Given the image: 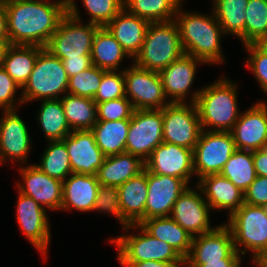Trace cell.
Masks as SVG:
<instances>
[{"label":"cell","mask_w":267,"mask_h":267,"mask_svg":"<svg viewBox=\"0 0 267 267\" xmlns=\"http://www.w3.org/2000/svg\"><path fill=\"white\" fill-rule=\"evenodd\" d=\"M16 219L20 230L30 244L40 251L46 260L50 244L51 230L47 210L33 198L18 192Z\"/></svg>","instance_id":"obj_16"},{"label":"cell","mask_w":267,"mask_h":267,"mask_svg":"<svg viewBox=\"0 0 267 267\" xmlns=\"http://www.w3.org/2000/svg\"><path fill=\"white\" fill-rule=\"evenodd\" d=\"M61 103L72 131L91 130L97 123V104L93 99L66 93Z\"/></svg>","instance_id":"obj_33"},{"label":"cell","mask_w":267,"mask_h":267,"mask_svg":"<svg viewBox=\"0 0 267 267\" xmlns=\"http://www.w3.org/2000/svg\"><path fill=\"white\" fill-rule=\"evenodd\" d=\"M196 183L211 210H227L230 216L244 204V192L220 174L203 176Z\"/></svg>","instance_id":"obj_23"},{"label":"cell","mask_w":267,"mask_h":267,"mask_svg":"<svg viewBox=\"0 0 267 267\" xmlns=\"http://www.w3.org/2000/svg\"><path fill=\"white\" fill-rule=\"evenodd\" d=\"M188 187L176 200L170 217L193 237L213 231L210 224L211 208L204 199L202 190L195 185ZM198 191V192H197Z\"/></svg>","instance_id":"obj_14"},{"label":"cell","mask_w":267,"mask_h":267,"mask_svg":"<svg viewBox=\"0 0 267 267\" xmlns=\"http://www.w3.org/2000/svg\"><path fill=\"white\" fill-rule=\"evenodd\" d=\"M183 54L178 26L174 20L150 22L143 45L132 62L142 69L160 72Z\"/></svg>","instance_id":"obj_4"},{"label":"cell","mask_w":267,"mask_h":267,"mask_svg":"<svg viewBox=\"0 0 267 267\" xmlns=\"http://www.w3.org/2000/svg\"><path fill=\"white\" fill-rule=\"evenodd\" d=\"M117 258L122 267H134L132 264L125 263L119 256Z\"/></svg>","instance_id":"obj_55"},{"label":"cell","mask_w":267,"mask_h":267,"mask_svg":"<svg viewBox=\"0 0 267 267\" xmlns=\"http://www.w3.org/2000/svg\"><path fill=\"white\" fill-rule=\"evenodd\" d=\"M41 156L40 164H35L48 176L64 181L71 173L70 157L62 140L48 141Z\"/></svg>","instance_id":"obj_37"},{"label":"cell","mask_w":267,"mask_h":267,"mask_svg":"<svg viewBox=\"0 0 267 267\" xmlns=\"http://www.w3.org/2000/svg\"><path fill=\"white\" fill-rule=\"evenodd\" d=\"M31 142L28 127L17 111H3L0 119V165L8 160L26 164Z\"/></svg>","instance_id":"obj_18"},{"label":"cell","mask_w":267,"mask_h":267,"mask_svg":"<svg viewBox=\"0 0 267 267\" xmlns=\"http://www.w3.org/2000/svg\"><path fill=\"white\" fill-rule=\"evenodd\" d=\"M183 0H124V8L133 15L149 22L174 20Z\"/></svg>","instance_id":"obj_35"},{"label":"cell","mask_w":267,"mask_h":267,"mask_svg":"<svg viewBox=\"0 0 267 267\" xmlns=\"http://www.w3.org/2000/svg\"><path fill=\"white\" fill-rule=\"evenodd\" d=\"M130 120L97 121L91 131L106 157L125 152Z\"/></svg>","instance_id":"obj_31"},{"label":"cell","mask_w":267,"mask_h":267,"mask_svg":"<svg viewBox=\"0 0 267 267\" xmlns=\"http://www.w3.org/2000/svg\"><path fill=\"white\" fill-rule=\"evenodd\" d=\"M219 174L245 192L257 177L253 151L236 149Z\"/></svg>","instance_id":"obj_36"},{"label":"cell","mask_w":267,"mask_h":267,"mask_svg":"<svg viewBox=\"0 0 267 267\" xmlns=\"http://www.w3.org/2000/svg\"><path fill=\"white\" fill-rule=\"evenodd\" d=\"M61 60L68 77L77 75L78 73L90 68L93 65L91 57H75Z\"/></svg>","instance_id":"obj_47"},{"label":"cell","mask_w":267,"mask_h":267,"mask_svg":"<svg viewBox=\"0 0 267 267\" xmlns=\"http://www.w3.org/2000/svg\"><path fill=\"white\" fill-rule=\"evenodd\" d=\"M181 7L180 4L174 21L178 26L184 53L208 65L225 62L220 45V38L225 34L213 11L211 15H205V13L183 11Z\"/></svg>","instance_id":"obj_2"},{"label":"cell","mask_w":267,"mask_h":267,"mask_svg":"<svg viewBox=\"0 0 267 267\" xmlns=\"http://www.w3.org/2000/svg\"><path fill=\"white\" fill-rule=\"evenodd\" d=\"M236 149H263L267 141V104L259 101L240 114L230 131Z\"/></svg>","instance_id":"obj_21"},{"label":"cell","mask_w":267,"mask_h":267,"mask_svg":"<svg viewBox=\"0 0 267 267\" xmlns=\"http://www.w3.org/2000/svg\"><path fill=\"white\" fill-rule=\"evenodd\" d=\"M244 12L245 44H249L267 29V0H249Z\"/></svg>","instance_id":"obj_38"},{"label":"cell","mask_w":267,"mask_h":267,"mask_svg":"<svg viewBox=\"0 0 267 267\" xmlns=\"http://www.w3.org/2000/svg\"><path fill=\"white\" fill-rule=\"evenodd\" d=\"M237 87V83L222 76L202 88L195 102L202 130L218 132L232 130L241 114Z\"/></svg>","instance_id":"obj_3"},{"label":"cell","mask_w":267,"mask_h":267,"mask_svg":"<svg viewBox=\"0 0 267 267\" xmlns=\"http://www.w3.org/2000/svg\"><path fill=\"white\" fill-rule=\"evenodd\" d=\"M90 56L94 66L106 71H118L124 58L131 59L106 27L97 29Z\"/></svg>","instance_id":"obj_29"},{"label":"cell","mask_w":267,"mask_h":267,"mask_svg":"<svg viewBox=\"0 0 267 267\" xmlns=\"http://www.w3.org/2000/svg\"><path fill=\"white\" fill-rule=\"evenodd\" d=\"M150 22L123 8L105 27L131 58L140 51Z\"/></svg>","instance_id":"obj_25"},{"label":"cell","mask_w":267,"mask_h":267,"mask_svg":"<svg viewBox=\"0 0 267 267\" xmlns=\"http://www.w3.org/2000/svg\"><path fill=\"white\" fill-rule=\"evenodd\" d=\"M11 45L45 48L67 13V0H5Z\"/></svg>","instance_id":"obj_1"},{"label":"cell","mask_w":267,"mask_h":267,"mask_svg":"<svg viewBox=\"0 0 267 267\" xmlns=\"http://www.w3.org/2000/svg\"><path fill=\"white\" fill-rule=\"evenodd\" d=\"M203 63L202 60L184 53L180 58L159 72L165 96L168 100L171 99L170 103H187V97H191L189 103L196 102L202 88L194 90L192 94L189 91L194 83L198 65ZM188 94L190 96H187Z\"/></svg>","instance_id":"obj_15"},{"label":"cell","mask_w":267,"mask_h":267,"mask_svg":"<svg viewBox=\"0 0 267 267\" xmlns=\"http://www.w3.org/2000/svg\"><path fill=\"white\" fill-rule=\"evenodd\" d=\"M123 70L106 71L103 74L101 84L93 100L96 103L110 101L125 97V79Z\"/></svg>","instance_id":"obj_42"},{"label":"cell","mask_w":267,"mask_h":267,"mask_svg":"<svg viewBox=\"0 0 267 267\" xmlns=\"http://www.w3.org/2000/svg\"><path fill=\"white\" fill-rule=\"evenodd\" d=\"M62 141L70 157L72 173L96 176L106 156L97 146L93 132L74 130Z\"/></svg>","instance_id":"obj_22"},{"label":"cell","mask_w":267,"mask_h":267,"mask_svg":"<svg viewBox=\"0 0 267 267\" xmlns=\"http://www.w3.org/2000/svg\"><path fill=\"white\" fill-rule=\"evenodd\" d=\"M106 70L92 65L77 75L69 77L67 93L93 99L97 93Z\"/></svg>","instance_id":"obj_39"},{"label":"cell","mask_w":267,"mask_h":267,"mask_svg":"<svg viewBox=\"0 0 267 267\" xmlns=\"http://www.w3.org/2000/svg\"><path fill=\"white\" fill-rule=\"evenodd\" d=\"M11 46L9 40H0V68L3 67L8 48Z\"/></svg>","instance_id":"obj_53"},{"label":"cell","mask_w":267,"mask_h":267,"mask_svg":"<svg viewBox=\"0 0 267 267\" xmlns=\"http://www.w3.org/2000/svg\"><path fill=\"white\" fill-rule=\"evenodd\" d=\"M244 203L267 207V177L257 176L244 192Z\"/></svg>","instance_id":"obj_46"},{"label":"cell","mask_w":267,"mask_h":267,"mask_svg":"<svg viewBox=\"0 0 267 267\" xmlns=\"http://www.w3.org/2000/svg\"><path fill=\"white\" fill-rule=\"evenodd\" d=\"M162 109H138L130 118L125 152L138 156L144 162L152 151L163 143Z\"/></svg>","instance_id":"obj_10"},{"label":"cell","mask_w":267,"mask_h":267,"mask_svg":"<svg viewBox=\"0 0 267 267\" xmlns=\"http://www.w3.org/2000/svg\"><path fill=\"white\" fill-rule=\"evenodd\" d=\"M18 89L20 91L21 88L3 68H0V109L3 111L15 110V105L19 107L20 104L23 105V100L20 93V97L17 100L18 95H16V92Z\"/></svg>","instance_id":"obj_45"},{"label":"cell","mask_w":267,"mask_h":267,"mask_svg":"<svg viewBox=\"0 0 267 267\" xmlns=\"http://www.w3.org/2000/svg\"><path fill=\"white\" fill-rule=\"evenodd\" d=\"M23 167V168H22ZM20 175L23 183H17V190L33 198L46 210H60L62 204L63 182L41 171L35 164L21 165Z\"/></svg>","instance_id":"obj_20"},{"label":"cell","mask_w":267,"mask_h":267,"mask_svg":"<svg viewBox=\"0 0 267 267\" xmlns=\"http://www.w3.org/2000/svg\"><path fill=\"white\" fill-rule=\"evenodd\" d=\"M80 13L75 1L67 0V13L45 47L53 56L60 59L91 57L93 38L99 26L89 21L82 24Z\"/></svg>","instance_id":"obj_5"},{"label":"cell","mask_w":267,"mask_h":267,"mask_svg":"<svg viewBox=\"0 0 267 267\" xmlns=\"http://www.w3.org/2000/svg\"><path fill=\"white\" fill-rule=\"evenodd\" d=\"M112 214L123 226L127 228L131 224L124 218L120 209L119 189L113 185L100 184L93 211Z\"/></svg>","instance_id":"obj_41"},{"label":"cell","mask_w":267,"mask_h":267,"mask_svg":"<svg viewBox=\"0 0 267 267\" xmlns=\"http://www.w3.org/2000/svg\"><path fill=\"white\" fill-rule=\"evenodd\" d=\"M145 169L152 174H162L185 180L188 184L195 175L193 150L172 143L158 145L145 161Z\"/></svg>","instance_id":"obj_17"},{"label":"cell","mask_w":267,"mask_h":267,"mask_svg":"<svg viewBox=\"0 0 267 267\" xmlns=\"http://www.w3.org/2000/svg\"><path fill=\"white\" fill-rule=\"evenodd\" d=\"M124 68L125 95L138 109H162L170 103L167 100L159 72L145 70L132 63Z\"/></svg>","instance_id":"obj_12"},{"label":"cell","mask_w":267,"mask_h":267,"mask_svg":"<svg viewBox=\"0 0 267 267\" xmlns=\"http://www.w3.org/2000/svg\"><path fill=\"white\" fill-rule=\"evenodd\" d=\"M236 150L231 132L202 130L193 149V168L199 179L219 174Z\"/></svg>","instance_id":"obj_11"},{"label":"cell","mask_w":267,"mask_h":267,"mask_svg":"<svg viewBox=\"0 0 267 267\" xmlns=\"http://www.w3.org/2000/svg\"><path fill=\"white\" fill-rule=\"evenodd\" d=\"M252 263L257 267H267V247L252 259Z\"/></svg>","instance_id":"obj_52"},{"label":"cell","mask_w":267,"mask_h":267,"mask_svg":"<svg viewBox=\"0 0 267 267\" xmlns=\"http://www.w3.org/2000/svg\"><path fill=\"white\" fill-rule=\"evenodd\" d=\"M134 267H185V261H143L135 262Z\"/></svg>","instance_id":"obj_49"},{"label":"cell","mask_w":267,"mask_h":267,"mask_svg":"<svg viewBox=\"0 0 267 267\" xmlns=\"http://www.w3.org/2000/svg\"><path fill=\"white\" fill-rule=\"evenodd\" d=\"M227 220L235 250L242 256L251 251L253 259L267 247V207L244 203Z\"/></svg>","instance_id":"obj_7"},{"label":"cell","mask_w":267,"mask_h":267,"mask_svg":"<svg viewBox=\"0 0 267 267\" xmlns=\"http://www.w3.org/2000/svg\"><path fill=\"white\" fill-rule=\"evenodd\" d=\"M139 225L151 236L171 245L182 258L189 255L193 236L170 216L143 220Z\"/></svg>","instance_id":"obj_28"},{"label":"cell","mask_w":267,"mask_h":267,"mask_svg":"<svg viewBox=\"0 0 267 267\" xmlns=\"http://www.w3.org/2000/svg\"><path fill=\"white\" fill-rule=\"evenodd\" d=\"M90 16L89 22L105 27L123 8L124 0H81Z\"/></svg>","instance_id":"obj_40"},{"label":"cell","mask_w":267,"mask_h":267,"mask_svg":"<svg viewBox=\"0 0 267 267\" xmlns=\"http://www.w3.org/2000/svg\"><path fill=\"white\" fill-rule=\"evenodd\" d=\"M119 189L120 209L130 224L145 220V205L148 195L147 170L127 180Z\"/></svg>","instance_id":"obj_26"},{"label":"cell","mask_w":267,"mask_h":267,"mask_svg":"<svg viewBox=\"0 0 267 267\" xmlns=\"http://www.w3.org/2000/svg\"><path fill=\"white\" fill-rule=\"evenodd\" d=\"M99 187L95 175L71 173L63 181L61 210L93 211Z\"/></svg>","instance_id":"obj_24"},{"label":"cell","mask_w":267,"mask_h":267,"mask_svg":"<svg viewBox=\"0 0 267 267\" xmlns=\"http://www.w3.org/2000/svg\"><path fill=\"white\" fill-rule=\"evenodd\" d=\"M162 114L163 142L193 150L202 132L195 103H169Z\"/></svg>","instance_id":"obj_9"},{"label":"cell","mask_w":267,"mask_h":267,"mask_svg":"<svg viewBox=\"0 0 267 267\" xmlns=\"http://www.w3.org/2000/svg\"><path fill=\"white\" fill-rule=\"evenodd\" d=\"M248 58L246 60V67L253 72L261 90L267 94V51L261 50L253 43L245 44Z\"/></svg>","instance_id":"obj_44"},{"label":"cell","mask_w":267,"mask_h":267,"mask_svg":"<svg viewBox=\"0 0 267 267\" xmlns=\"http://www.w3.org/2000/svg\"><path fill=\"white\" fill-rule=\"evenodd\" d=\"M235 250L231 230L223 223L213 231L193 237L185 267H200L205 261L220 259H242Z\"/></svg>","instance_id":"obj_13"},{"label":"cell","mask_w":267,"mask_h":267,"mask_svg":"<svg viewBox=\"0 0 267 267\" xmlns=\"http://www.w3.org/2000/svg\"><path fill=\"white\" fill-rule=\"evenodd\" d=\"M42 49L37 45H11L8 48L2 68L20 88L27 82Z\"/></svg>","instance_id":"obj_30"},{"label":"cell","mask_w":267,"mask_h":267,"mask_svg":"<svg viewBox=\"0 0 267 267\" xmlns=\"http://www.w3.org/2000/svg\"><path fill=\"white\" fill-rule=\"evenodd\" d=\"M253 44L261 50L267 51V29L265 32L257 38Z\"/></svg>","instance_id":"obj_54"},{"label":"cell","mask_w":267,"mask_h":267,"mask_svg":"<svg viewBox=\"0 0 267 267\" xmlns=\"http://www.w3.org/2000/svg\"><path fill=\"white\" fill-rule=\"evenodd\" d=\"M253 164L257 176L267 177V152L264 149L253 151Z\"/></svg>","instance_id":"obj_48"},{"label":"cell","mask_w":267,"mask_h":267,"mask_svg":"<svg viewBox=\"0 0 267 267\" xmlns=\"http://www.w3.org/2000/svg\"><path fill=\"white\" fill-rule=\"evenodd\" d=\"M68 84L69 77L62 60L43 48L38 53L32 73L21 88L23 104L40 99H61L67 93Z\"/></svg>","instance_id":"obj_6"},{"label":"cell","mask_w":267,"mask_h":267,"mask_svg":"<svg viewBox=\"0 0 267 267\" xmlns=\"http://www.w3.org/2000/svg\"><path fill=\"white\" fill-rule=\"evenodd\" d=\"M0 40H9L7 34V15L5 0H0Z\"/></svg>","instance_id":"obj_51"},{"label":"cell","mask_w":267,"mask_h":267,"mask_svg":"<svg viewBox=\"0 0 267 267\" xmlns=\"http://www.w3.org/2000/svg\"><path fill=\"white\" fill-rule=\"evenodd\" d=\"M242 259H220V261H205L200 267H241Z\"/></svg>","instance_id":"obj_50"},{"label":"cell","mask_w":267,"mask_h":267,"mask_svg":"<svg viewBox=\"0 0 267 267\" xmlns=\"http://www.w3.org/2000/svg\"><path fill=\"white\" fill-rule=\"evenodd\" d=\"M147 185L145 220L170 216L176 200L189 187L183 179L152 174L149 171H147Z\"/></svg>","instance_id":"obj_19"},{"label":"cell","mask_w":267,"mask_h":267,"mask_svg":"<svg viewBox=\"0 0 267 267\" xmlns=\"http://www.w3.org/2000/svg\"><path fill=\"white\" fill-rule=\"evenodd\" d=\"M145 169V162L128 152L108 156L97 171L100 184L121 186L127 180L139 175Z\"/></svg>","instance_id":"obj_27"},{"label":"cell","mask_w":267,"mask_h":267,"mask_svg":"<svg viewBox=\"0 0 267 267\" xmlns=\"http://www.w3.org/2000/svg\"><path fill=\"white\" fill-rule=\"evenodd\" d=\"M249 0H213V13L225 35L233 34L245 45V8Z\"/></svg>","instance_id":"obj_32"},{"label":"cell","mask_w":267,"mask_h":267,"mask_svg":"<svg viewBox=\"0 0 267 267\" xmlns=\"http://www.w3.org/2000/svg\"><path fill=\"white\" fill-rule=\"evenodd\" d=\"M97 104V121L130 120L135 109L125 97Z\"/></svg>","instance_id":"obj_43"},{"label":"cell","mask_w":267,"mask_h":267,"mask_svg":"<svg viewBox=\"0 0 267 267\" xmlns=\"http://www.w3.org/2000/svg\"><path fill=\"white\" fill-rule=\"evenodd\" d=\"M137 229L140 234H129L131 230ZM128 233L109 241L117 246L118 255L125 263L134 264L143 261H185L178 252L168 243L148 234L139 224H131L123 229Z\"/></svg>","instance_id":"obj_8"},{"label":"cell","mask_w":267,"mask_h":267,"mask_svg":"<svg viewBox=\"0 0 267 267\" xmlns=\"http://www.w3.org/2000/svg\"><path fill=\"white\" fill-rule=\"evenodd\" d=\"M263 149L267 152V141H266V143L264 144Z\"/></svg>","instance_id":"obj_56"},{"label":"cell","mask_w":267,"mask_h":267,"mask_svg":"<svg viewBox=\"0 0 267 267\" xmlns=\"http://www.w3.org/2000/svg\"><path fill=\"white\" fill-rule=\"evenodd\" d=\"M39 109L36 117L48 141L63 140L71 133L61 99L41 100Z\"/></svg>","instance_id":"obj_34"}]
</instances>
